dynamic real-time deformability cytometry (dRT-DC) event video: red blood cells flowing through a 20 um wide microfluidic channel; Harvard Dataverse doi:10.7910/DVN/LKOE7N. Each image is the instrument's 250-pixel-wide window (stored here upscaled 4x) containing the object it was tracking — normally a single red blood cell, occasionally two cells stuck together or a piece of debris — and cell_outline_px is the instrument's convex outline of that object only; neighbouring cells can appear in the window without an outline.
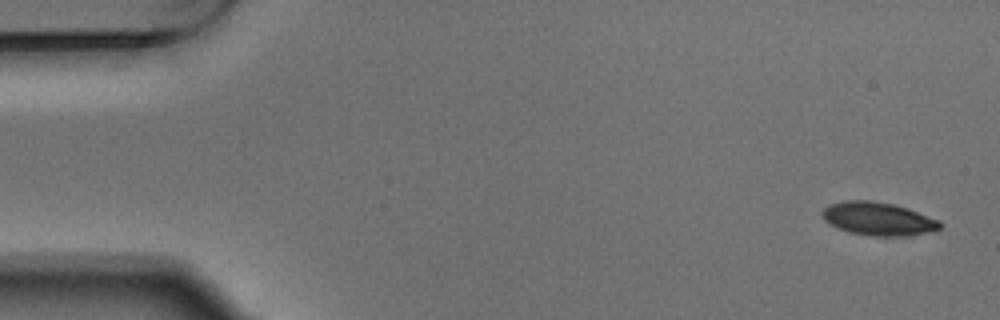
{"species": "Egyptian fruit bat (a non-hibernating species)", "species_latin": "Rousettus aegyptiacus", "temperature_condition": "warm", "stored_images_in_passage": 4, "camera_frame_rate_fps": 3000, "um_per_image_px": 0.085, "animal": {"sex": "male"}, "frame": {"image": 1, "passage_image": 1, "time_ms": 0.0, "image_size_px": [1000, 320], "cell_outline_px": [[944, 224], [940, 228], [928, 232], [908, 236], [868, 236], [848, 232], [836, 228], [828, 224], [824, 220], [820, 212], [828, 204], [844, 200], [872, 200], [896, 204], [908, 208], [940, 220]], "centroid_in_image_um": [74.62, 18.59], "position_along_channel_um": 10.4, "area_um2": 23.35}}
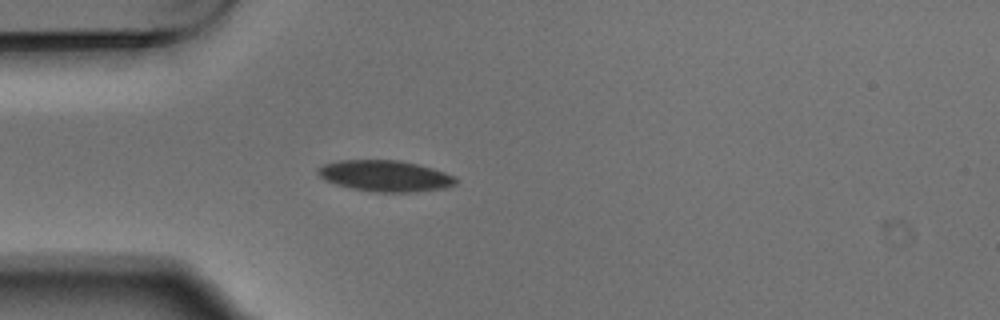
{"frame": {"image": 2, "passage_image": 4, "time_ms": 1.0, "image_size_px": [1000, 320], "cell_outline_px": [[456, 184], [444, 188], [416, 192], [372, 192], [352, 188], [336, 184], [324, 180], [316, 172], [316, 168], [324, 164], [340, 160], [400, 160], [432, 168], [456, 176]], "centroid_in_image_um": [32.72, 14.95], "position_along_channel_um": 52.3, "area_um2": 25.09}}